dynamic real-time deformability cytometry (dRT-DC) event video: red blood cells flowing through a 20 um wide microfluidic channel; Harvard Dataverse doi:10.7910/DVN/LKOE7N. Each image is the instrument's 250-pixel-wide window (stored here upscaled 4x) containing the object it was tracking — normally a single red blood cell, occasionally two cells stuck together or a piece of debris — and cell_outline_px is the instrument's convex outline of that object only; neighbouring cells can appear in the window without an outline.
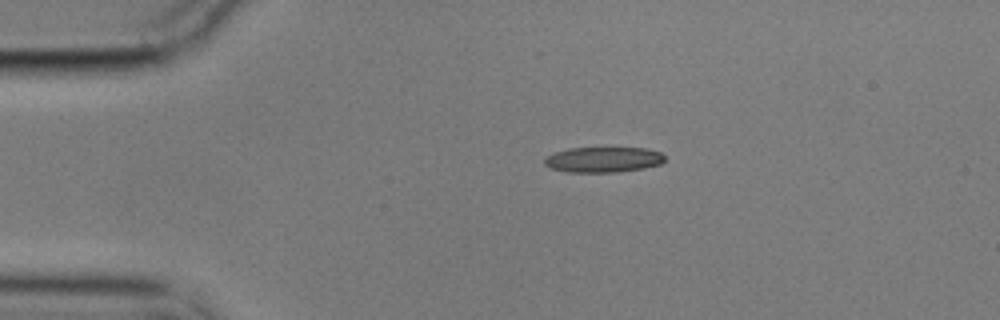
{"species": "common noctule bat (a hibernating species)", "species_latin": "Nyctalus noctula", "temperature_condition": "cold", "stored_images_in_passage": 46, "camera_frame_rate_fps": 3000, "um_per_image_px": 0.085, "animal": {"sex": "male", "body_mass_g": 17.9}, "frame": {"image": 1, "passage_image": 1, "time_ms": 0.0, "image_size_px": [1000, 320], "cell_outline_px": [[664, 160], [660, 164], [644, 168], [616, 172], [568, 172], [548, 168], [544, 164], [544, 160], [548, 156], [556, 152], [568, 148], [644, 148], [660, 152], [664, 156]], "centroid_in_image_um": [51.25, 13.57], "position_along_channel_um": 33.7, "area_um2": 17.74}}
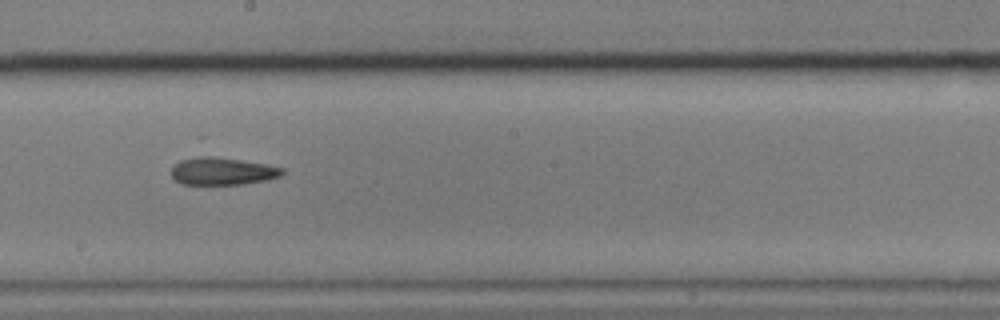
{"frame": {"image": 2, "passage_image": 21, "time_ms": 6.667, "image_size_px": [1000, 320], "cell_outline_px": [[284, 172], [280, 176], [268, 180], [240, 184], [180, 184], [172, 176], [172, 168], [180, 160], [200, 156], [212, 156], [268, 164], [284, 168]], "centroid_in_image_um": [18.93, 14.55], "position_along_channel_um": 229.3, "area_um2": 17.69}}
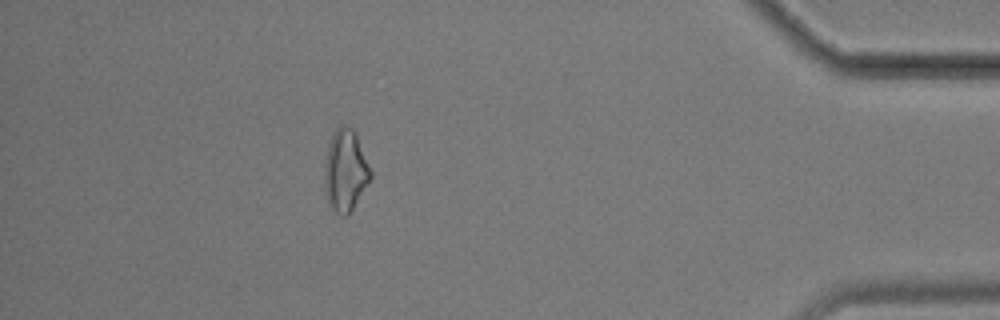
{"frame": {"image": 3, "passage_image": 40, "time_ms": 13.0, "image_size_px": [1000, 320], "cell_outline_px": [[372, 176], [348, 216], [340, 216], [328, 204], [324, 180], [324, 172], [328, 144], [336, 128], [340, 124], [344, 124], [352, 128], [356, 132], [372, 172]], "centroid_in_image_um": [29.36, 14.48], "position_along_channel_um": 405.8, "area_um2": 21.96}, "authors_computed_cell_mechanics": {"area_um2": 18.6116, "velocity_mm_per_s": 3.5345, "shape_relaxation_time_tau1_ms": 7.448, "shape_relaxation_time_tau2_ms": null, "deformation_change_tau1": 0.1454, "deformation_change_tau2": null}}